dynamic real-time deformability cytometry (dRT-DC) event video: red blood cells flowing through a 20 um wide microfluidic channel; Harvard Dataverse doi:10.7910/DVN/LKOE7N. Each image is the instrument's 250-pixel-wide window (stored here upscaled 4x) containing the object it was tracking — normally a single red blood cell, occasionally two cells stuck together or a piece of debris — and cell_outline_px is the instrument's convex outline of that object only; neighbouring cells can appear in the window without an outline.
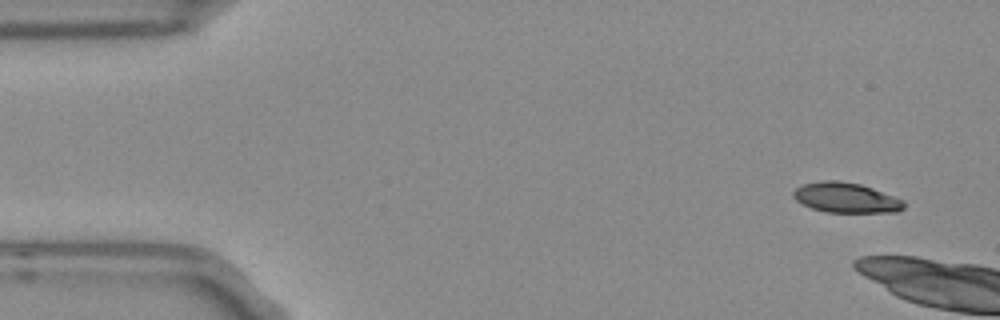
{"species": "Egyptian fruit bat (a non-hibernating species)", "species_latin": "Rousettus aegyptiacus", "temperature_condition": "room temperature", "stored_images_in_passage": 5, "camera_frame_rate_fps": 3000, "um_per_image_px": 0.085, "frame": {"image": 1, "passage_image": 1, "time_ms": 0.0, "image_size_px": [1000, 320], "cell_outline_px": [[904, 208], [896, 212], [828, 212], [812, 208], [796, 200], [792, 196], [792, 192], [796, 188], [804, 184], [820, 180], [836, 180], [860, 184], [872, 188], [904, 200]], "centroid_in_image_um": [71.9, 16.8], "position_along_channel_um": 13.1, "area_um2": 19.25}}